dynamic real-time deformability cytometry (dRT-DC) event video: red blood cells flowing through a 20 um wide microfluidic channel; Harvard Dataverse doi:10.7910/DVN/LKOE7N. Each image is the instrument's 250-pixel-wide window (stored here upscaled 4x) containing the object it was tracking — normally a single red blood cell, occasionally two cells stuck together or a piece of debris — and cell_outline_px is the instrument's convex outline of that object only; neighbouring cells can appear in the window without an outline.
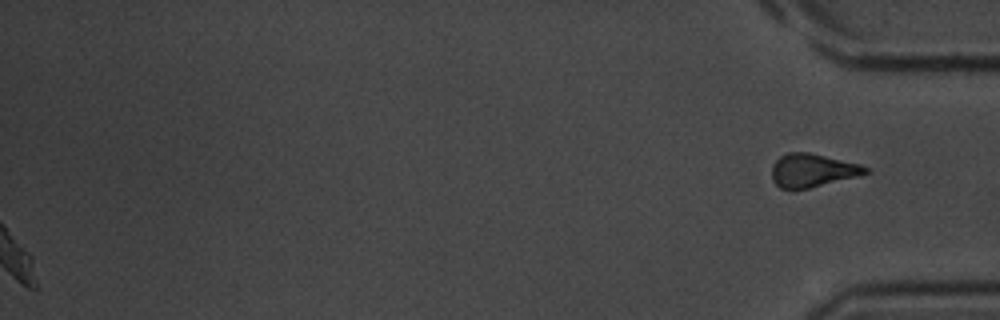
{"species": "common noctule bat (a hibernating species)", "species_latin": "Nyctalus noctula", "temperature_condition": "room temperature", "stored_images_in_passage": 32, "segment_of_instrument_passage": [2, 2], "camera_frame_rate_fps": 3000, "um_per_image_px": 0.085, "animal": {"sex": "male", "body_mass_g": 20.1, "forearm_length_mm": 53.5}, "frame": {"image": 1, "passage_image": 32, "time_ms": 10.333, "image_size_px": [1000, 320], "cell_outline_px": [[872, 172], [792, 192], [780, 188], [772, 180], [772, 164], [780, 156], [788, 152], [808, 152], [860, 164], [868, 168]], "centroid_in_image_um": [69.01, 14.5], "position_along_channel_um": 366.2, "area_um2": 18.32}}